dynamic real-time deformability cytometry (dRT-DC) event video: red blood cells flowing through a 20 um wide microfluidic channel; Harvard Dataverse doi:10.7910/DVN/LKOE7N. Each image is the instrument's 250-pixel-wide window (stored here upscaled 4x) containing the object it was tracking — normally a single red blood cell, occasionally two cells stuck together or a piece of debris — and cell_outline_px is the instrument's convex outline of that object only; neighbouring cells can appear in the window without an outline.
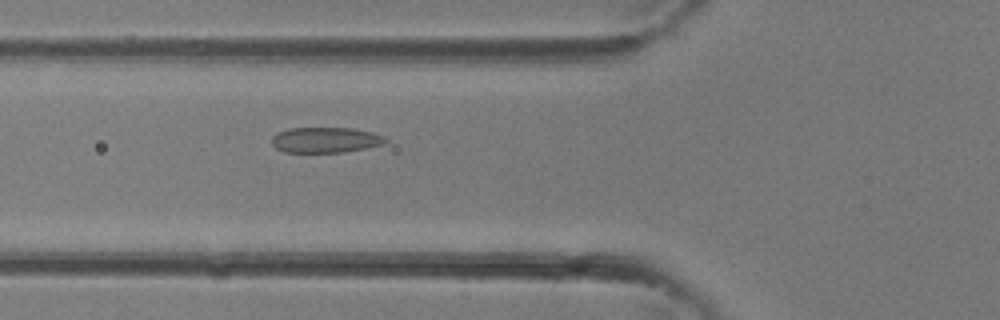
{"species": "common noctule bat (a hibernating species)", "species_latin": "Nyctalus noctula", "temperature_condition": "room temperature", "stored_images_in_passage": 34, "camera_frame_rate_fps": 3000, "um_per_image_px": 0.085, "animal": {"sex": "female"}, "frame": {"image": 1, "passage_image": 13, "time_ms": 4.0, "image_size_px": [1000, 320], "cell_outline_px": [[388, 140], [384, 144], [344, 152], [284, 152], [276, 148], [272, 144], [272, 136], [276, 132], [288, 128], [352, 128], [372, 132], [384, 136]], "centroid_in_image_um": [27.64, 11.89], "position_along_channel_um": 98.2, "area_um2": 16.94}}
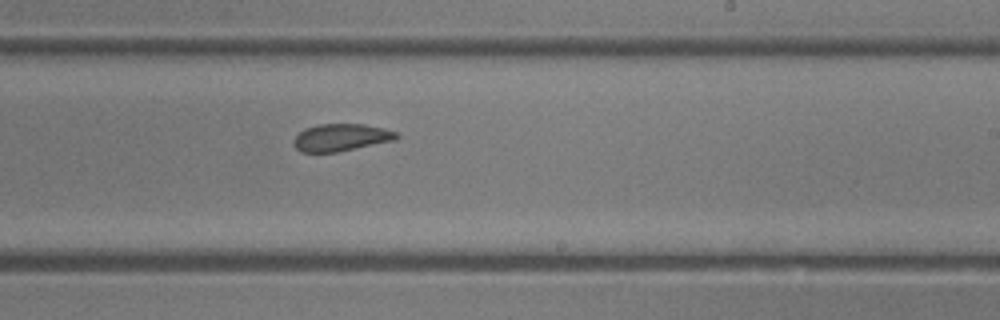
{"frame": {"image": 2, "passage_image": 21, "time_ms": 6.667, "image_size_px": [1000, 320], "cell_outline_px": [[400, 136], [396, 140], [336, 152], [300, 152], [292, 144], [292, 140], [304, 128], [320, 124], [364, 124], [384, 128], [396, 132]], "centroid_in_image_um": [28.98, 11.68], "position_along_channel_um": 260.0, "area_um2": 16.42}}
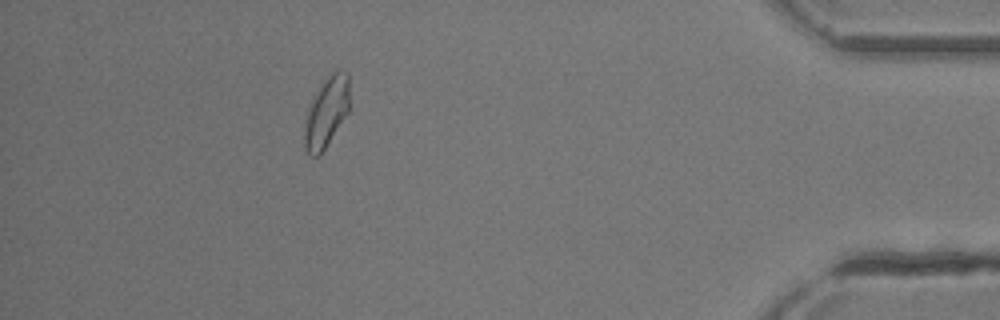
{"frame": {"image": 3, "passage_image": 31, "time_ms": 10.0, "image_size_px": [1000, 320], "cell_outline_px": [[348, 112], [320, 156], [312, 156], [304, 148], [304, 128], [308, 112], [312, 100], [324, 80], [332, 72], [348, 72]], "centroid_in_image_um": [27.74, 9.58], "position_along_channel_um": 407.5, "area_um2": 17.86}}